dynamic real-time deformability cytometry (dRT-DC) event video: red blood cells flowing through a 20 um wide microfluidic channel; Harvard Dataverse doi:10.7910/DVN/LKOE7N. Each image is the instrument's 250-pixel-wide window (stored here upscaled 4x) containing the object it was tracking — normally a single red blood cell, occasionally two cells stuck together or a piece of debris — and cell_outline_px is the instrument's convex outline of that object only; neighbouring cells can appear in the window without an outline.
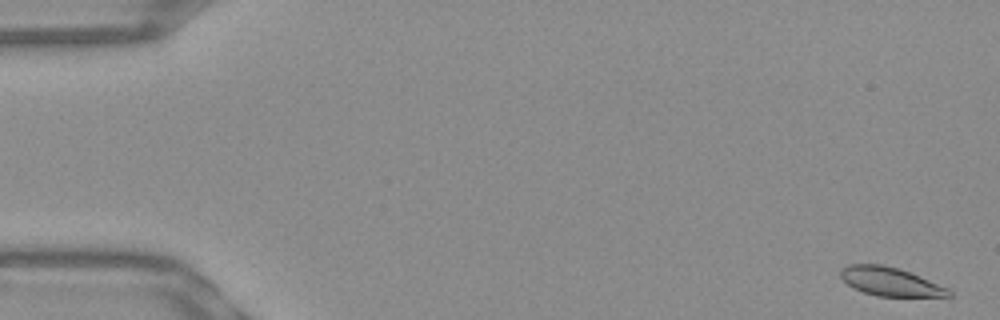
{"species": "Egyptian fruit bat (a non-hibernating species)", "species_latin": "Rousettus aegyptiacus", "temperature_condition": "warm", "stored_images_in_passage": 52, "camera_frame_rate_fps": 3000, "um_per_image_px": 0.085, "frame": {"image": 1, "passage_image": 1, "time_ms": 0.0, "image_size_px": [1000, 320], "cell_outline_px": [[952, 296], [876, 296], [852, 288], [840, 276], [840, 268], [848, 264], [880, 264], [900, 268], [920, 276], [948, 288], [952, 292]], "centroid_in_image_um": [75.65, 23.92], "position_along_channel_um": 9.4, "area_um2": 18.03}}
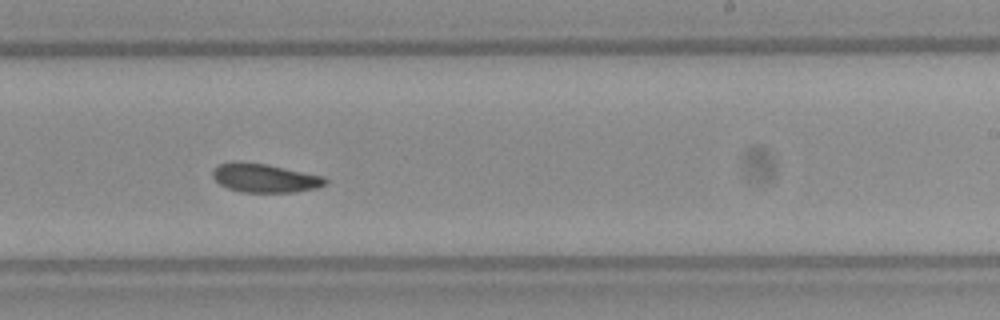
{"frame": {"image": 2, "passage_image": 32, "time_ms": 10.333, "image_size_px": [1000, 320], "cell_outline_px": [[328, 184], [320, 188], [292, 192], [244, 192], [228, 188], [220, 184], [212, 176], [212, 168], [216, 164], [232, 160], [240, 160], [268, 164], [324, 176], [328, 180]], "centroid_in_image_um": [22.49, 15.1], "position_along_channel_um": 266.5, "area_um2": 19.42}}
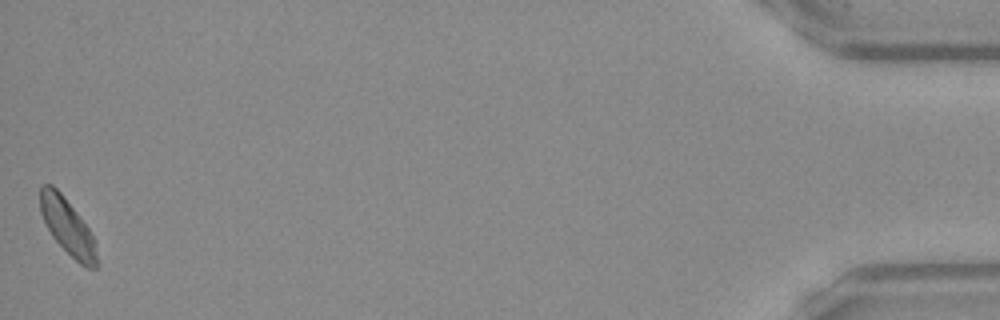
{"frame": {"image": 3, "passage_image": 52, "time_ms": 17.0, "image_size_px": [1000, 320], "cell_outline_px": [[96, 268], [88, 268], [80, 264], [52, 236], [40, 212], [40, 184], [52, 184], [60, 192], [76, 212], [88, 228], [96, 240]], "centroid_in_image_um": [5.73, 19.24], "position_along_channel_um": 429.5, "area_um2": 18.09}, "authors_computed_cell_mechanics": {"area_um2": 18.8428, "velocity_mm_per_s": 3.8749, "shape_relaxation_time_tau1_ms": null, "shape_relaxation_time_tau2_ms": 4.5497, "deformation_change_tau1": null, "deformation_change_tau2": 0.0857}}